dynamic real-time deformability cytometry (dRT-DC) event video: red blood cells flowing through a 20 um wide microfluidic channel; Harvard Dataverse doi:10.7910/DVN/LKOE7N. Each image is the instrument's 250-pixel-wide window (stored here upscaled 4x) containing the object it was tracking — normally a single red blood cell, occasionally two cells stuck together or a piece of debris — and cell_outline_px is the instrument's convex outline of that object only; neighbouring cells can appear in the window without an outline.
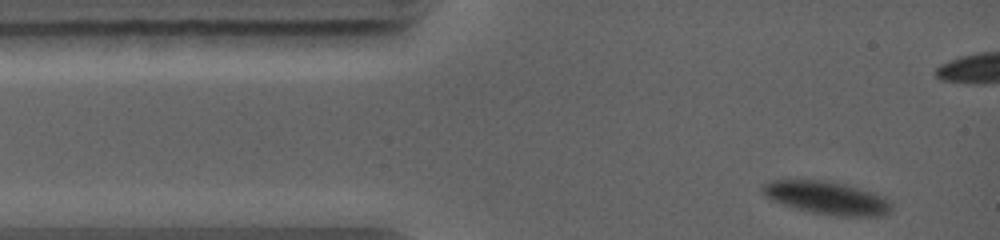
{"species": "common noctule bat (a hibernating species)", "species_latin": "Nyctalus noctula", "temperature_condition": "warm", "stored_images_in_passage": 4, "camera_frame_rate_fps": 5000, "um_per_image_px": 0.085, "animal": {"sex": "female", "body_mass_g": 19.0, "forearm_length_mm": 56.7}, "frame": {"image": 1, "passage_image": 1, "time_ms": 0.0, "image_size_px": [1000, 240], "cell_outline_px": [[892, 204], [888, 212], [880, 216], [836, 216], [816, 212], [784, 204], [768, 196], [760, 188], [764, 184], [772, 180], [824, 180], [856, 188], [868, 192]], "centroid_in_image_um": [70.24, 16.81], "position_along_channel_um": 14.8, "area_um2": 23.41}}